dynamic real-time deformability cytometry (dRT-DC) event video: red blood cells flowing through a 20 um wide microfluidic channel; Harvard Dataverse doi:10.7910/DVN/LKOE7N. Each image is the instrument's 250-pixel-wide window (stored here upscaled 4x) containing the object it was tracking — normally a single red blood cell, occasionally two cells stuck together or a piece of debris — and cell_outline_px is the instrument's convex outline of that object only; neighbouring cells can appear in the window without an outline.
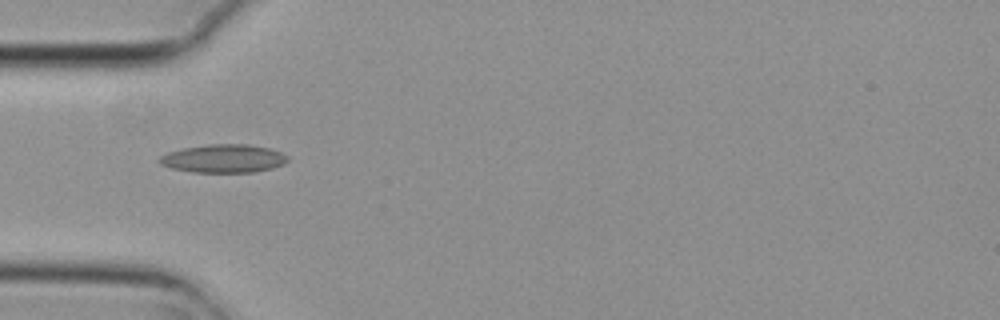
{"species": "common noctule bat (a hibernating species)", "species_latin": "Nyctalus noctula", "temperature_condition": "cold", "stored_images_in_passage": 9, "camera_frame_rate_fps": 3000, "um_per_image_px": 0.085, "animal": {"sex": "female", "body_mass_g": 29.2, "forearm_length_mm": 56.3}, "frame": {"image": 1, "passage_image": 4, "time_ms": 1.0, "image_size_px": [1000, 320], "cell_outline_px": [[288, 160], [284, 164], [272, 168], [252, 172], [192, 172], [172, 168], [160, 164], [160, 156], [168, 152], [184, 148], [208, 144], [248, 144], [268, 148], [280, 152], [288, 156]], "centroid_in_image_um": [19.01, 13.47], "position_along_channel_um": 66.0, "area_um2": 20.98}}
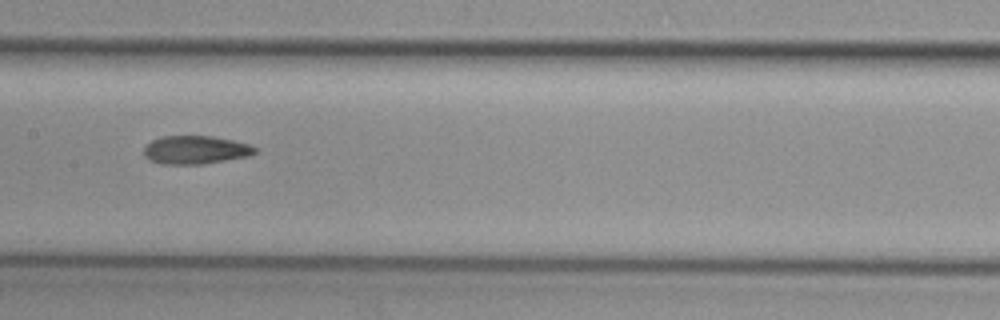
{"frame": {"image": 2, "passage_image": 7, "time_ms": 2.0, "image_size_px": [1000, 320], "cell_outline_px": [[256, 152], [248, 156], [204, 164], [160, 164], [144, 156], [144, 148], [152, 140], [160, 136], [212, 136], [232, 140], [248, 144], [256, 148]], "centroid_in_image_um": [16.6, 12.74], "position_along_channel_um": 190.8, "area_um2": 18.21}}
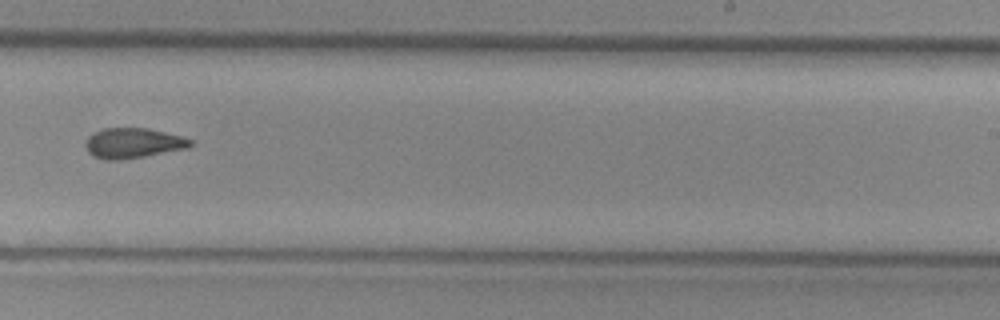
{"frame": {"image": 3, "passage_image": 9, "time_ms": 2.667, "image_size_px": [1000, 320], "cell_outline_px": [[196, 144], [188, 148], [144, 156], [116, 160], [104, 160], [92, 156], [88, 152], [84, 144], [88, 136], [92, 132], [104, 128], [148, 128], [184, 136], [192, 140]], "centroid_in_image_um": [11.32, 12.15], "position_along_channel_um": 277.7, "area_um2": 18.73}}